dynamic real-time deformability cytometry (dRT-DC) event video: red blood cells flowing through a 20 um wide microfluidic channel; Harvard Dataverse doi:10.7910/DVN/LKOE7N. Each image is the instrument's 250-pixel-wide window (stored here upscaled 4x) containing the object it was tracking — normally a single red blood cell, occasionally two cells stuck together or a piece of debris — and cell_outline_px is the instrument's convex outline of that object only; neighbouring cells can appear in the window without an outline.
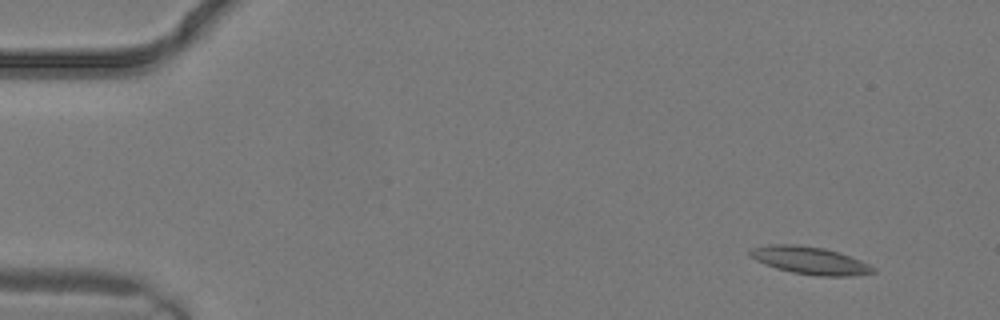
{"species": "common noctule bat (a hibernating species)", "species_latin": "Nyctalus noctula", "temperature_condition": "warm", "stored_images_in_passage": 3, "camera_frame_rate_fps": 3000, "um_per_image_px": 0.085, "animal": {"sex": "male", "body_mass_g": 19.2, "forearm_length_mm": 51.8}, "frame": {"image": 1, "passage_image": 1, "time_ms": 0.0, "image_size_px": [1000, 320], "cell_outline_px": [[876, 272], [852, 276], [820, 276], [792, 272], [776, 268], [764, 264], [756, 260], [748, 252], [752, 248], [772, 244], [796, 244], [824, 248], [860, 260], [876, 268]], "centroid_in_image_um": [68.85, 22.14], "position_along_channel_um": 16.2, "area_um2": 19.54}}
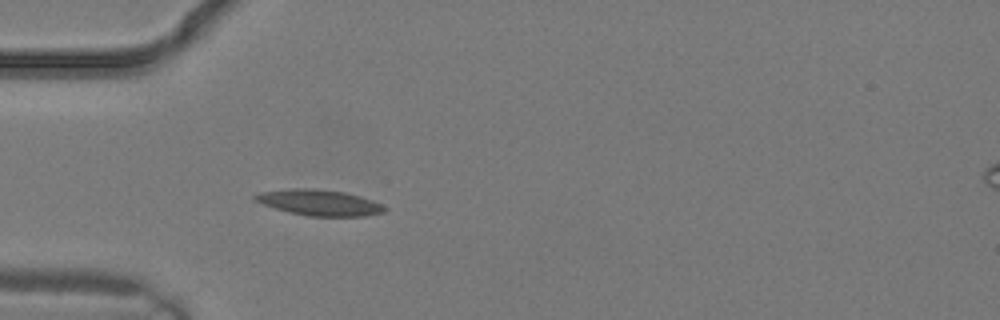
{"frame": {"image": 2, "passage_image": 2, "time_ms": 0.333, "image_size_px": [1000, 320], "cell_outline_px": [[388, 208], [384, 212], [364, 216], [308, 216], [288, 212], [252, 200], [252, 196], [260, 192], [292, 188], [308, 188], [344, 192], [360, 196], [372, 200]], "centroid_in_image_um": [27.12, 17.22], "position_along_channel_um": 57.9, "area_um2": 19.42}}